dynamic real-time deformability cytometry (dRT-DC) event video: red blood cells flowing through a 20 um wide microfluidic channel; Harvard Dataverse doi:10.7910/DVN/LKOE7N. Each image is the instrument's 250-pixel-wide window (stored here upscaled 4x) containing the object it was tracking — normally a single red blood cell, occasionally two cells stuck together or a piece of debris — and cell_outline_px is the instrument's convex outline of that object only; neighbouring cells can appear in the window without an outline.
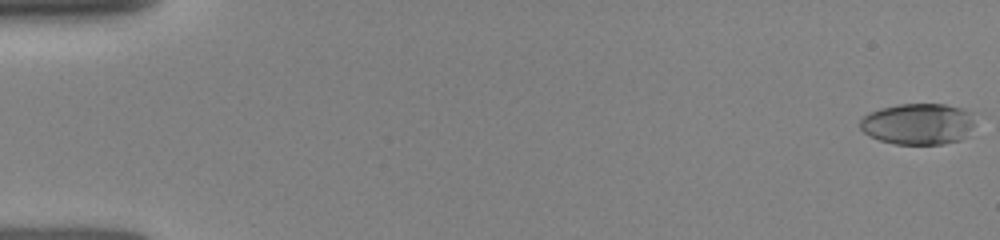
{"species": "human", "species_latin": "Homo sapiens", "temperature_condition": "room temperature", "stored_images_in_passage": 34, "camera_frame_rate_fps": 3000, "um_per_image_px": 0.085, "donor": {"sex": "female"}, "frame": {"image": 1, "passage_image": 1, "time_ms": 0.0, "image_size_px": [1000, 240], "cell_outline_px": [[980, 116], [968, 136], [960, 140], [944, 144], [896, 144], [880, 140], [864, 132], [860, 128], [860, 120], [864, 116], [880, 108], [900, 104], [944, 104], [964, 108], [980, 112]], "centroid_in_image_um": [78.2, 10.52], "position_along_channel_um": 6.8, "area_um2": 28.38}}
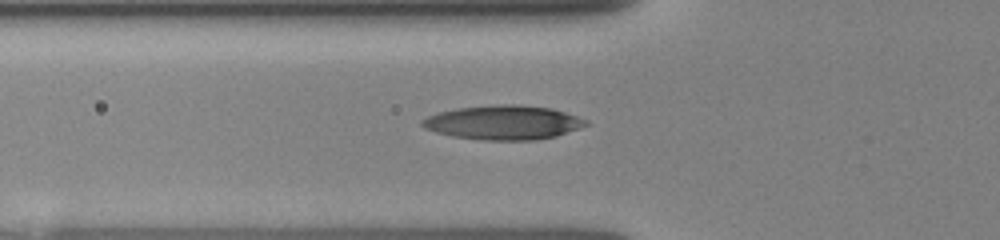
{"frame": {"image": 2, "passage_image": 23, "time_ms": 5.667, "image_size_px": [1000, 240], "cell_outline_px": [[588, 124], [580, 128], [556, 136], [536, 140], [480, 140], [452, 136], [436, 132], [424, 128], [420, 124], [420, 120], [436, 112], [456, 108], [496, 104], [516, 104], [552, 108], [588, 120]], "centroid_in_image_um": [42.75, 10.41], "position_along_channel_um": 83.0, "area_um2": 32.89}}
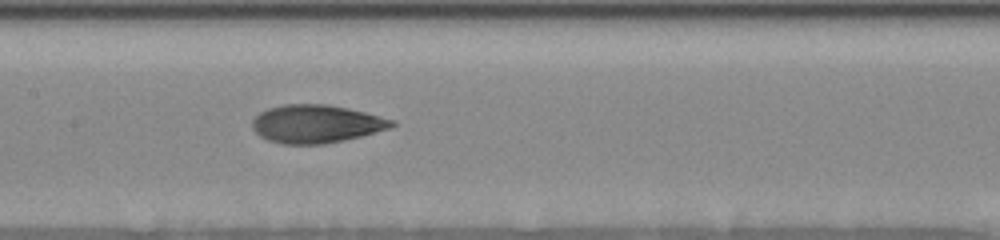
{"frame": {"image": 3, "passage_image": 33, "time_ms": 8.0, "image_size_px": [1000, 240], "cell_outline_px": [[396, 124], [388, 128], [360, 136], [344, 140], [324, 144], [280, 144], [268, 140], [260, 136], [252, 128], [252, 120], [260, 112], [268, 108], [284, 104], [328, 104], [348, 108], [396, 120]], "centroid_in_image_um": [26.85, 10.52], "position_along_channel_um": 180.5, "area_um2": 30.92}}